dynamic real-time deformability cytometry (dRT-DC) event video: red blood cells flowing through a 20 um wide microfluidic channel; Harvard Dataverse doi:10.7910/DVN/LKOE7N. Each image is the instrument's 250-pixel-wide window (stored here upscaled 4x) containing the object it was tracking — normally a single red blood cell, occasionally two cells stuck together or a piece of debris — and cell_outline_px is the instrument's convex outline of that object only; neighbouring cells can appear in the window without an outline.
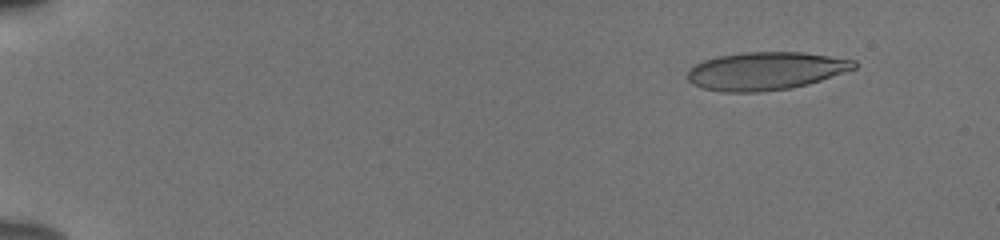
{"species": "human", "species_latin": "Homo sapiens", "temperature_condition": "cold", "stored_images_in_passage": 54, "camera_frame_rate_fps": 3000, "um_per_image_px": 0.085, "donor": {"sex": "male"}, "frame": {"image": 1, "passage_image": 6, "time_ms": 1.667, "image_size_px": [1000, 240], "cell_outline_px": [[856, 68], [808, 84], [788, 88], [760, 92], [724, 92], [704, 88], [692, 84], [684, 76], [688, 68], [704, 60], [716, 56], [744, 52], [804, 52], [856, 60]], "centroid_in_image_um": [65.03, 6.02], "position_along_channel_um": 20.0, "area_um2": 36.99}}
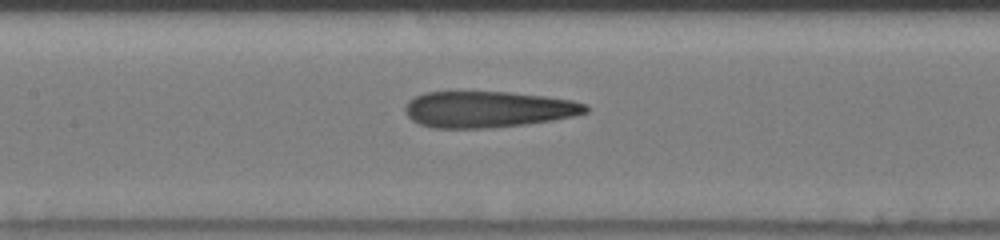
{"frame": {"image": 2, "passage_image": 28, "time_ms": 9.0, "image_size_px": [1000, 240], "cell_outline_px": [[588, 112], [576, 116], [552, 120], [524, 124], [488, 128], [432, 128], [420, 124], [412, 120], [404, 112], [404, 108], [408, 100], [424, 92], [508, 92], [544, 96], [572, 100], [588, 104]], "centroid_in_image_um": [41.48, 9.29], "position_along_channel_um": 165.9, "area_um2": 38.26}}
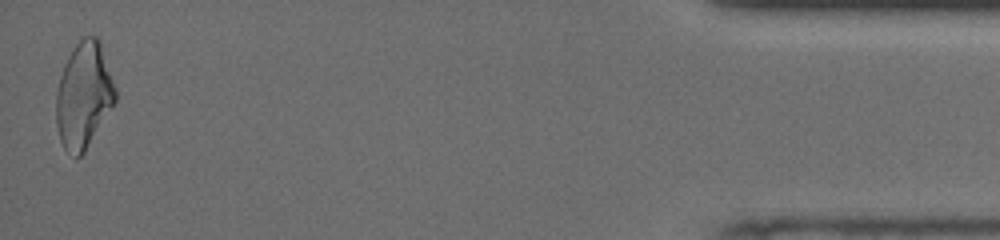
{"frame": {"image": 3, "passage_image": 54, "time_ms": 17.667, "image_size_px": [1000, 240], "cell_outline_px": [[116, 100], [84, 152], [80, 156], [76, 156], [64, 148], [60, 140], [56, 124], [56, 92], [60, 76], [64, 64], [68, 56], [76, 44], [84, 36], [96, 36], [100, 40], [116, 88]], "centroid_in_image_um": [7.11, 8.07], "position_along_channel_um": 428.1, "area_um2": 36.24}, "authors_computed_cell_mechanics": {"area_um2": 37.5989, "velocity_mm_per_s": 3.8707, "shape_relaxation_time_tau1_ms": 8.111, "shape_relaxation_time_tau2_ms": 1.9205, "deformation_change_tau1": 0.2668, "deformation_change_tau2": 0.1435}}